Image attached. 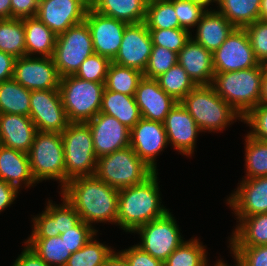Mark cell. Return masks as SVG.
Segmentation results:
<instances>
[{
	"label": "cell",
	"mask_w": 267,
	"mask_h": 266,
	"mask_svg": "<svg viewBox=\"0 0 267 266\" xmlns=\"http://www.w3.org/2000/svg\"><path fill=\"white\" fill-rule=\"evenodd\" d=\"M148 0H95L91 7L98 13L128 24L145 20Z\"/></svg>",
	"instance_id": "obj_29"
},
{
	"label": "cell",
	"mask_w": 267,
	"mask_h": 266,
	"mask_svg": "<svg viewBox=\"0 0 267 266\" xmlns=\"http://www.w3.org/2000/svg\"><path fill=\"white\" fill-rule=\"evenodd\" d=\"M19 191L14 185L0 180V213L11 206Z\"/></svg>",
	"instance_id": "obj_52"
},
{
	"label": "cell",
	"mask_w": 267,
	"mask_h": 266,
	"mask_svg": "<svg viewBox=\"0 0 267 266\" xmlns=\"http://www.w3.org/2000/svg\"><path fill=\"white\" fill-rule=\"evenodd\" d=\"M94 54L89 27L85 21L57 35L52 59L60 77L75 75L81 63Z\"/></svg>",
	"instance_id": "obj_9"
},
{
	"label": "cell",
	"mask_w": 267,
	"mask_h": 266,
	"mask_svg": "<svg viewBox=\"0 0 267 266\" xmlns=\"http://www.w3.org/2000/svg\"><path fill=\"white\" fill-rule=\"evenodd\" d=\"M87 1L91 5L95 0H87Z\"/></svg>",
	"instance_id": "obj_61"
},
{
	"label": "cell",
	"mask_w": 267,
	"mask_h": 266,
	"mask_svg": "<svg viewBox=\"0 0 267 266\" xmlns=\"http://www.w3.org/2000/svg\"><path fill=\"white\" fill-rule=\"evenodd\" d=\"M29 117L37 131L62 133L69 125L59 89L32 90Z\"/></svg>",
	"instance_id": "obj_12"
},
{
	"label": "cell",
	"mask_w": 267,
	"mask_h": 266,
	"mask_svg": "<svg viewBox=\"0 0 267 266\" xmlns=\"http://www.w3.org/2000/svg\"><path fill=\"white\" fill-rule=\"evenodd\" d=\"M90 6L87 0H42L36 17L59 35L83 22Z\"/></svg>",
	"instance_id": "obj_16"
},
{
	"label": "cell",
	"mask_w": 267,
	"mask_h": 266,
	"mask_svg": "<svg viewBox=\"0 0 267 266\" xmlns=\"http://www.w3.org/2000/svg\"><path fill=\"white\" fill-rule=\"evenodd\" d=\"M111 62L109 58L94 53L81 63L75 76L83 80L105 83Z\"/></svg>",
	"instance_id": "obj_43"
},
{
	"label": "cell",
	"mask_w": 267,
	"mask_h": 266,
	"mask_svg": "<svg viewBox=\"0 0 267 266\" xmlns=\"http://www.w3.org/2000/svg\"><path fill=\"white\" fill-rule=\"evenodd\" d=\"M142 78L143 73L141 71L111 62L105 80V89L134 96Z\"/></svg>",
	"instance_id": "obj_36"
},
{
	"label": "cell",
	"mask_w": 267,
	"mask_h": 266,
	"mask_svg": "<svg viewBox=\"0 0 267 266\" xmlns=\"http://www.w3.org/2000/svg\"><path fill=\"white\" fill-rule=\"evenodd\" d=\"M58 89L70 123H86L100 112L105 83L69 75L61 78Z\"/></svg>",
	"instance_id": "obj_6"
},
{
	"label": "cell",
	"mask_w": 267,
	"mask_h": 266,
	"mask_svg": "<svg viewBox=\"0 0 267 266\" xmlns=\"http://www.w3.org/2000/svg\"><path fill=\"white\" fill-rule=\"evenodd\" d=\"M61 200L63 203L59 205L48 200L45 210L32 218L33 229L28 238L59 236L81 221L80 215L74 207L64 197Z\"/></svg>",
	"instance_id": "obj_19"
},
{
	"label": "cell",
	"mask_w": 267,
	"mask_h": 266,
	"mask_svg": "<svg viewBox=\"0 0 267 266\" xmlns=\"http://www.w3.org/2000/svg\"><path fill=\"white\" fill-rule=\"evenodd\" d=\"M264 69L267 71V60L263 63Z\"/></svg>",
	"instance_id": "obj_60"
},
{
	"label": "cell",
	"mask_w": 267,
	"mask_h": 266,
	"mask_svg": "<svg viewBox=\"0 0 267 266\" xmlns=\"http://www.w3.org/2000/svg\"><path fill=\"white\" fill-rule=\"evenodd\" d=\"M13 79L28 90L58 89L61 77L52 57L16 58Z\"/></svg>",
	"instance_id": "obj_13"
},
{
	"label": "cell",
	"mask_w": 267,
	"mask_h": 266,
	"mask_svg": "<svg viewBox=\"0 0 267 266\" xmlns=\"http://www.w3.org/2000/svg\"><path fill=\"white\" fill-rule=\"evenodd\" d=\"M65 159V182L96 171L97 156L87 123H69L61 133Z\"/></svg>",
	"instance_id": "obj_7"
},
{
	"label": "cell",
	"mask_w": 267,
	"mask_h": 266,
	"mask_svg": "<svg viewBox=\"0 0 267 266\" xmlns=\"http://www.w3.org/2000/svg\"><path fill=\"white\" fill-rule=\"evenodd\" d=\"M178 63V53L165 47L153 45L143 77L156 79Z\"/></svg>",
	"instance_id": "obj_41"
},
{
	"label": "cell",
	"mask_w": 267,
	"mask_h": 266,
	"mask_svg": "<svg viewBox=\"0 0 267 266\" xmlns=\"http://www.w3.org/2000/svg\"><path fill=\"white\" fill-rule=\"evenodd\" d=\"M31 90L13 78L0 83V113L29 116Z\"/></svg>",
	"instance_id": "obj_32"
},
{
	"label": "cell",
	"mask_w": 267,
	"mask_h": 266,
	"mask_svg": "<svg viewBox=\"0 0 267 266\" xmlns=\"http://www.w3.org/2000/svg\"><path fill=\"white\" fill-rule=\"evenodd\" d=\"M176 11L180 26L190 32L201 20L203 14L207 11L201 5L190 0H170Z\"/></svg>",
	"instance_id": "obj_45"
},
{
	"label": "cell",
	"mask_w": 267,
	"mask_h": 266,
	"mask_svg": "<svg viewBox=\"0 0 267 266\" xmlns=\"http://www.w3.org/2000/svg\"><path fill=\"white\" fill-rule=\"evenodd\" d=\"M197 31L191 38L214 53L227 39L235 27L216 9L207 10L196 25Z\"/></svg>",
	"instance_id": "obj_26"
},
{
	"label": "cell",
	"mask_w": 267,
	"mask_h": 266,
	"mask_svg": "<svg viewBox=\"0 0 267 266\" xmlns=\"http://www.w3.org/2000/svg\"><path fill=\"white\" fill-rule=\"evenodd\" d=\"M164 124L141 118L130 129V147L154 172H157L156 157L168 146Z\"/></svg>",
	"instance_id": "obj_17"
},
{
	"label": "cell",
	"mask_w": 267,
	"mask_h": 266,
	"mask_svg": "<svg viewBox=\"0 0 267 266\" xmlns=\"http://www.w3.org/2000/svg\"><path fill=\"white\" fill-rule=\"evenodd\" d=\"M243 122L252 129L249 136L267 141V104H258L243 118Z\"/></svg>",
	"instance_id": "obj_48"
},
{
	"label": "cell",
	"mask_w": 267,
	"mask_h": 266,
	"mask_svg": "<svg viewBox=\"0 0 267 266\" xmlns=\"http://www.w3.org/2000/svg\"><path fill=\"white\" fill-rule=\"evenodd\" d=\"M134 99L142 118L162 123L165 121L169 111L177 103L159 86L156 79L146 77L139 81Z\"/></svg>",
	"instance_id": "obj_22"
},
{
	"label": "cell",
	"mask_w": 267,
	"mask_h": 266,
	"mask_svg": "<svg viewBox=\"0 0 267 266\" xmlns=\"http://www.w3.org/2000/svg\"><path fill=\"white\" fill-rule=\"evenodd\" d=\"M86 123L97 158L130 146V129L115 117L99 112Z\"/></svg>",
	"instance_id": "obj_18"
},
{
	"label": "cell",
	"mask_w": 267,
	"mask_h": 266,
	"mask_svg": "<svg viewBox=\"0 0 267 266\" xmlns=\"http://www.w3.org/2000/svg\"><path fill=\"white\" fill-rule=\"evenodd\" d=\"M102 266H129V264L126 258L119 251L115 252L114 250Z\"/></svg>",
	"instance_id": "obj_54"
},
{
	"label": "cell",
	"mask_w": 267,
	"mask_h": 266,
	"mask_svg": "<svg viewBox=\"0 0 267 266\" xmlns=\"http://www.w3.org/2000/svg\"><path fill=\"white\" fill-rule=\"evenodd\" d=\"M178 63L198 85H211L214 77L213 53L190 38L178 53Z\"/></svg>",
	"instance_id": "obj_23"
},
{
	"label": "cell",
	"mask_w": 267,
	"mask_h": 266,
	"mask_svg": "<svg viewBox=\"0 0 267 266\" xmlns=\"http://www.w3.org/2000/svg\"><path fill=\"white\" fill-rule=\"evenodd\" d=\"M90 30L95 54L109 58L117 55L128 23L102 15L89 7L84 20Z\"/></svg>",
	"instance_id": "obj_14"
},
{
	"label": "cell",
	"mask_w": 267,
	"mask_h": 266,
	"mask_svg": "<svg viewBox=\"0 0 267 266\" xmlns=\"http://www.w3.org/2000/svg\"><path fill=\"white\" fill-rule=\"evenodd\" d=\"M152 48V38L146 24L144 22L128 24L119 51L112 62L144 73Z\"/></svg>",
	"instance_id": "obj_15"
},
{
	"label": "cell",
	"mask_w": 267,
	"mask_h": 266,
	"mask_svg": "<svg viewBox=\"0 0 267 266\" xmlns=\"http://www.w3.org/2000/svg\"><path fill=\"white\" fill-rule=\"evenodd\" d=\"M263 64L224 73H215L211 86L242 118L260 104Z\"/></svg>",
	"instance_id": "obj_4"
},
{
	"label": "cell",
	"mask_w": 267,
	"mask_h": 266,
	"mask_svg": "<svg viewBox=\"0 0 267 266\" xmlns=\"http://www.w3.org/2000/svg\"><path fill=\"white\" fill-rule=\"evenodd\" d=\"M226 199L238 223L245 217L267 213V176L243 179ZM236 190V191H235Z\"/></svg>",
	"instance_id": "obj_20"
},
{
	"label": "cell",
	"mask_w": 267,
	"mask_h": 266,
	"mask_svg": "<svg viewBox=\"0 0 267 266\" xmlns=\"http://www.w3.org/2000/svg\"><path fill=\"white\" fill-rule=\"evenodd\" d=\"M156 80L159 86L177 102H180L197 86L179 63L161 74Z\"/></svg>",
	"instance_id": "obj_38"
},
{
	"label": "cell",
	"mask_w": 267,
	"mask_h": 266,
	"mask_svg": "<svg viewBox=\"0 0 267 266\" xmlns=\"http://www.w3.org/2000/svg\"><path fill=\"white\" fill-rule=\"evenodd\" d=\"M95 236L97 233L81 249L72 253L65 266H102L114 249L97 241Z\"/></svg>",
	"instance_id": "obj_40"
},
{
	"label": "cell",
	"mask_w": 267,
	"mask_h": 266,
	"mask_svg": "<svg viewBox=\"0 0 267 266\" xmlns=\"http://www.w3.org/2000/svg\"><path fill=\"white\" fill-rule=\"evenodd\" d=\"M171 213L168 211L164 216L141 225L133 232L139 234L141 239L136 245L163 263L185 239Z\"/></svg>",
	"instance_id": "obj_10"
},
{
	"label": "cell",
	"mask_w": 267,
	"mask_h": 266,
	"mask_svg": "<svg viewBox=\"0 0 267 266\" xmlns=\"http://www.w3.org/2000/svg\"><path fill=\"white\" fill-rule=\"evenodd\" d=\"M24 243L50 266H65L72 254L60 235L51 238H28Z\"/></svg>",
	"instance_id": "obj_33"
},
{
	"label": "cell",
	"mask_w": 267,
	"mask_h": 266,
	"mask_svg": "<svg viewBox=\"0 0 267 266\" xmlns=\"http://www.w3.org/2000/svg\"><path fill=\"white\" fill-rule=\"evenodd\" d=\"M194 3H197L199 5H201L202 7H204L206 10H209L208 6L211 5V3H216L217 4V0H190Z\"/></svg>",
	"instance_id": "obj_58"
},
{
	"label": "cell",
	"mask_w": 267,
	"mask_h": 266,
	"mask_svg": "<svg viewBox=\"0 0 267 266\" xmlns=\"http://www.w3.org/2000/svg\"><path fill=\"white\" fill-rule=\"evenodd\" d=\"M217 263L214 264V266H229L227 265V263H225L224 261H222L221 259L216 261Z\"/></svg>",
	"instance_id": "obj_59"
},
{
	"label": "cell",
	"mask_w": 267,
	"mask_h": 266,
	"mask_svg": "<svg viewBox=\"0 0 267 266\" xmlns=\"http://www.w3.org/2000/svg\"><path fill=\"white\" fill-rule=\"evenodd\" d=\"M260 103L267 104V71L265 69L262 76Z\"/></svg>",
	"instance_id": "obj_56"
},
{
	"label": "cell",
	"mask_w": 267,
	"mask_h": 266,
	"mask_svg": "<svg viewBox=\"0 0 267 266\" xmlns=\"http://www.w3.org/2000/svg\"><path fill=\"white\" fill-rule=\"evenodd\" d=\"M261 65L244 28H235L213 53L215 73L233 72Z\"/></svg>",
	"instance_id": "obj_11"
},
{
	"label": "cell",
	"mask_w": 267,
	"mask_h": 266,
	"mask_svg": "<svg viewBox=\"0 0 267 266\" xmlns=\"http://www.w3.org/2000/svg\"><path fill=\"white\" fill-rule=\"evenodd\" d=\"M154 171L129 146L97 158L95 176L116 189L144 182Z\"/></svg>",
	"instance_id": "obj_5"
},
{
	"label": "cell",
	"mask_w": 267,
	"mask_h": 266,
	"mask_svg": "<svg viewBox=\"0 0 267 266\" xmlns=\"http://www.w3.org/2000/svg\"><path fill=\"white\" fill-rule=\"evenodd\" d=\"M11 18V0H0V19Z\"/></svg>",
	"instance_id": "obj_55"
},
{
	"label": "cell",
	"mask_w": 267,
	"mask_h": 266,
	"mask_svg": "<svg viewBox=\"0 0 267 266\" xmlns=\"http://www.w3.org/2000/svg\"><path fill=\"white\" fill-rule=\"evenodd\" d=\"M205 246L196 237L184 240L164 261L163 266H208Z\"/></svg>",
	"instance_id": "obj_35"
},
{
	"label": "cell",
	"mask_w": 267,
	"mask_h": 266,
	"mask_svg": "<svg viewBox=\"0 0 267 266\" xmlns=\"http://www.w3.org/2000/svg\"><path fill=\"white\" fill-rule=\"evenodd\" d=\"M29 155L33 178L38 183L43 180L65 182V159L61 133L37 131Z\"/></svg>",
	"instance_id": "obj_8"
},
{
	"label": "cell",
	"mask_w": 267,
	"mask_h": 266,
	"mask_svg": "<svg viewBox=\"0 0 267 266\" xmlns=\"http://www.w3.org/2000/svg\"><path fill=\"white\" fill-rule=\"evenodd\" d=\"M22 19L25 29L26 56L52 57L57 35L36 16Z\"/></svg>",
	"instance_id": "obj_27"
},
{
	"label": "cell",
	"mask_w": 267,
	"mask_h": 266,
	"mask_svg": "<svg viewBox=\"0 0 267 266\" xmlns=\"http://www.w3.org/2000/svg\"><path fill=\"white\" fill-rule=\"evenodd\" d=\"M158 172L144 182L119 189L116 226L133 233L138 227L164 216L169 209L161 205Z\"/></svg>",
	"instance_id": "obj_2"
},
{
	"label": "cell",
	"mask_w": 267,
	"mask_h": 266,
	"mask_svg": "<svg viewBox=\"0 0 267 266\" xmlns=\"http://www.w3.org/2000/svg\"><path fill=\"white\" fill-rule=\"evenodd\" d=\"M217 11L235 28H244L260 19L261 0H217Z\"/></svg>",
	"instance_id": "obj_31"
},
{
	"label": "cell",
	"mask_w": 267,
	"mask_h": 266,
	"mask_svg": "<svg viewBox=\"0 0 267 266\" xmlns=\"http://www.w3.org/2000/svg\"><path fill=\"white\" fill-rule=\"evenodd\" d=\"M180 103L193 117L201 132H222L237 119L243 122L240 114L211 85L196 86Z\"/></svg>",
	"instance_id": "obj_3"
},
{
	"label": "cell",
	"mask_w": 267,
	"mask_h": 266,
	"mask_svg": "<svg viewBox=\"0 0 267 266\" xmlns=\"http://www.w3.org/2000/svg\"><path fill=\"white\" fill-rule=\"evenodd\" d=\"M255 57L260 64L267 60V20L259 19L244 27Z\"/></svg>",
	"instance_id": "obj_46"
},
{
	"label": "cell",
	"mask_w": 267,
	"mask_h": 266,
	"mask_svg": "<svg viewBox=\"0 0 267 266\" xmlns=\"http://www.w3.org/2000/svg\"><path fill=\"white\" fill-rule=\"evenodd\" d=\"M245 168L246 176L250 179L267 176V141L245 136Z\"/></svg>",
	"instance_id": "obj_39"
},
{
	"label": "cell",
	"mask_w": 267,
	"mask_h": 266,
	"mask_svg": "<svg viewBox=\"0 0 267 266\" xmlns=\"http://www.w3.org/2000/svg\"><path fill=\"white\" fill-rule=\"evenodd\" d=\"M12 266H50L45 263L26 243Z\"/></svg>",
	"instance_id": "obj_51"
},
{
	"label": "cell",
	"mask_w": 267,
	"mask_h": 266,
	"mask_svg": "<svg viewBox=\"0 0 267 266\" xmlns=\"http://www.w3.org/2000/svg\"><path fill=\"white\" fill-rule=\"evenodd\" d=\"M0 51L15 58L26 56L23 19H0Z\"/></svg>",
	"instance_id": "obj_34"
},
{
	"label": "cell",
	"mask_w": 267,
	"mask_h": 266,
	"mask_svg": "<svg viewBox=\"0 0 267 266\" xmlns=\"http://www.w3.org/2000/svg\"><path fill=\"white\" fill-rule=\"evenodd\" d=\"M231 236L229 246L267 245V213L243 218L236 225Z\"/></svg>",
	"instance_id": "obj_30"
},
{
	"label": "cell",
	"mask_w": 267,
	"mask_h": 266,
	"mask_svg": "<svg viewBox=\"0 0 267 266\" xmlns=\"http://www.w3.org/2000/svg\"><path fill=\"white\" fill-rule=\"evenodd\" d=\"M127 260L129 266H163V262L144 252L137 245L119 251Z\"/></svg>",
	"instance_id": "obj_49"
},
{
	"label": "cell",
	"mask_w": 267,
	"mask_h": 266,
	"mask_svg": "<svg viewBox=\"0 0 267 266\" xmlns=\"http://www.w3.org/2000/svg\"><path fill=\"white\" fill-rule=\"evenodd\" d=\"M148 30L150 31L153 45L165 47L176 53H179L191 38V32L184 28Z\"/></svg>",
	"instance_id": "obj_42"
},
{
	"label": "cell",
	"mask_w": 267,
	"mask_h": 266,
	"mask_svg": "<svg viewBox=\"0 0 267 266\" xmlns=\"http://www.w3.org/2000/svg\"><path fill=\"white\" fill-rule=\"evenodd\" d=\"M97 232L98 230L81 220L75 227L66 230L60 236L67 244L68 250L74 253L81 249Z\"/></svg>",
	"instance_id": "obj_47"
},
{
	"label": "cell",
	"mask_w": 267,
	"mask_h": 266,
	"mask_svg": "<svg viewBox=\"0 0 267 266\" xmlns=\"http://www.w3.org/2000/svg\"><path fill=\"white\" fill-rule=\"evenodd\" d=\"M168 144L184 156H192L196 139L201 133L193 117L177 102L167 114L163 122Z\"/></svg>",
	"instance_id": "obj_21"
},
{
	"label": "cell",
	"mask_w": 267,
	"mask_h": 266,
	"mask_svg": "<svg viewBox=\"0 0 267 266\" xmlns=\"http://www.w3.org/2000/svg\"><path fill=\"white\" fill-rule=\"evenodd\" d=\"M15 60L14 56L0 51V83L13 78Z\"/></svg>",
	"instance_id": "obj_53"
},
{
	"label": "cell",
	"mask_w": 267,
	"mask_h": 266,
	"mask_svg": "<svg viewBox=\"0 0 267 266\" xmlns=\"http://www.w3.org/2000/svg\"><path fill=\"white\" fill-rule=\"evenodd\" d=\"M38 5L37 0H11V18L35 17Z\"/></svg>",
	"instance_id": "obj_50"
},
{
	"label": "cell",
	"mask_w": 267,
	"mask_h": 266,
	"mask_svg": "<svg viewBox=\"0 0 267 266\" xmlns=\"http://www.w3.org/2000/svg\"><path fill=\"white\" fill-rule=\"evenodd\" d=\"M260 19L267 20V0H261Z\"/></svg>",
	"instance_id": "obj_57"
},
{
	"label": "cell",
	"mask_w": 267,
	"mask_h": 266,
	"mask_svg": "<svg viewBox=\"0 0 267 266\" xmlns=\"http://www.w3.org/2000/svg\"><path fill=\"white\" fill-rule=\"evenodd\" d=\"M0 180L14 185L18 190L22 185L26 188L36 186L29 155L0 144Z\"/></svg>",
	"instance_id": "obj_25"
},
{
	"label": "cell",
	"mask_w": 267,
	"mask_h": 266,
	"mask_svg": "<svg viewBox=\"0 0 267 266\" xmlns=\"http://www.w3.org/2000/svg\"><path fill=\"white\" fill-rule=\"evenodd\" d=\"M228 247L235 259V266H267V245Z\"/></svg>",
	"instance_id": "obj_44"
},
{
	"label": "cell",
	"mask_w": 267,
	"mask_h": 266,
	"mask_svg": "<svg viewBox=\"0 0 267 266\" xmlns=\"http://www.w3.org/2000/svg\"><path fill=\"white\" fill-rule=\"evenodd\" d=\"M144 23L148 29L182 28L170 0H148Z\"/></svg>",
	"instance_id": "obj_37"
},
{
	"label": "cell",
	"mask_w": 267,
	"mask_h": 266,
	"mask_svg": "<svg viewBox=\"0 0 267 266\" xmlns=\"http://www.w3.org/2000/svg\"><path fill=\"white\" fill-rule=\"evenodd\" d=\"M100 112L115 117L129 129L142 118L134 96L106 89L103 92Z\"/></svg>",
	"instance_id": "obj_28"
},
{
	"label": "cell",
	"mask_w": 267,
	"mask_h": 266,
	"mask_svg": "<svg viewBox=\"0 0 267 266\" xmlns=\"http://www.w3.org/2000/svg\"><path fill=\"white\" fill-rule=\"evenodd\" d=\"M37 132L31 118L25 115L0 113V144L29 153Z\"/></svg>",
	"instance_id": "obj_24"
},
{
	"label": "cell",
	"mask_w": 267,
	"mask_h": 266,
	"mask_svg": "<svg viewBox=\"0 0 267 266\" xmlns=\"http://www.w3.org/2000/svg\"><path fill=\"white\" fill-rule=\"evenodd\" d=\"M80 215L82 221L115 224L117 222L119 190L110 187L95 175L69 180L60 191Z\"/></svg>",
	"instance_id": "obj_1"
}]
</instances>
